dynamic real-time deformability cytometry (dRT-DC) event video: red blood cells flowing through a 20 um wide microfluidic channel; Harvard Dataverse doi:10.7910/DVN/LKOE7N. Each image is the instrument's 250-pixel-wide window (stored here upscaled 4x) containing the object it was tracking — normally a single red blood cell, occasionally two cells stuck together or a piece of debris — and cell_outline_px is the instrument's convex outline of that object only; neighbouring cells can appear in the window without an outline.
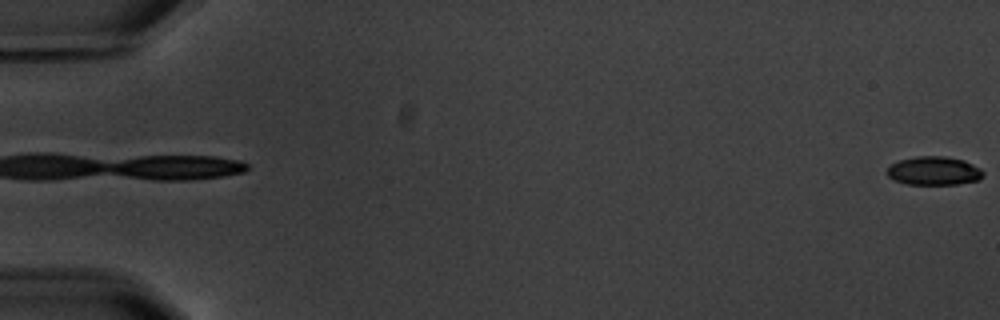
{"species": "common noctule bat (a hibernating species)", "species_latin": "Nyctalus noctula", "temperature_condition": "warm", "stored_images_in_passage": 6, "segment_of_instrument_passage": [2, 2], "camera_frame_rate_fps": 3000, "um_per_image_px": 0.085, "animal": {"sex": "male", "body_mass_g": 20.1, "forearm_length_mm": 53.5}, "frame": {"image": 1, "passage_image": 6, "time_ms": 6.0, "image_size_px": [1000, 320], "cell_outline_px": [[984, 176], [980, 180], [956, 184], [908, 184], [896, 180], [888, 176], [888, 168], [892, 164], [900, 160], [916, 156], [944, 156], [964, 160], [980, 168], [984, 172]], "centroid_in_image_um": [79.43, 14.52], "position_along_channel_um": 5.6, "area_um2": 15.9}}